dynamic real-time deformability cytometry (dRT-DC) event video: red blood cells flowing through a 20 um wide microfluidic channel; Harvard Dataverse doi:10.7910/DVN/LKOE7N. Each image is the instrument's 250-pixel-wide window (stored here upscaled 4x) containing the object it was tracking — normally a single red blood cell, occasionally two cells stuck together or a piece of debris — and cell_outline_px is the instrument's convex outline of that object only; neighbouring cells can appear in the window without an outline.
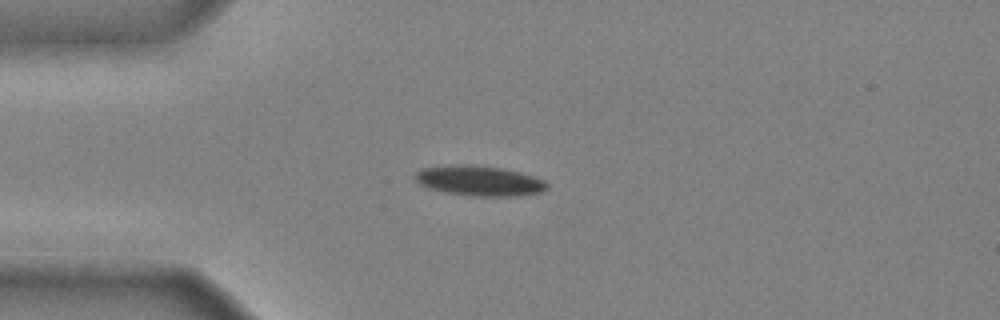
{"species": "common noctule bat (a hibernating species)", "species_latin": "Nyctalus noctula", "temperature_condition": "cold", "stored_images_in_passage": 37, "camera_frame_rate_fps": 3000, "um_per_image_px": 0.085, "animal": {"sex": "male", "body_mass_g": 20.4}, "frame": {"image": 1, "passage_image": 1, "time_ms": 0.0, "image_size_px": [1000, 320], "cell_outline_px": [[548, 188], [540, 192], [516, 196], [472, 196], [444, 192], [428, 188], [420, 184], [412, 176], [420, 168], [456, 164], [472, 164], [500, 168], [520, 172], [544, 180], [548, 184]], "centroid_in_image_um": [40.7, 15.36], "position_along_channel_um": 44.3, "area_um2": 23.29}}
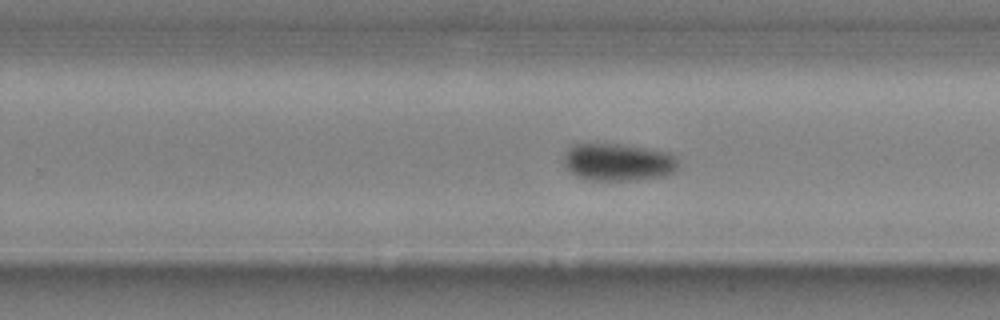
{"frame": {"image": 2, "passage_image": 20, "time_ms": 6.333, "image_size_px": [1000, 320], "cell_outline_px": [[676, 168], [672, 172], [664, 176], [636, 180], [588, 180], [576, 176], [564, 164], [564, 156], [568, 148], [576, 144], [620, 144], [668, 152], [676, 160]], "centroid_in_image_um": [52.5, 13.79], "position_along_channel_um": 277.3, "area_um2": 24.62}}
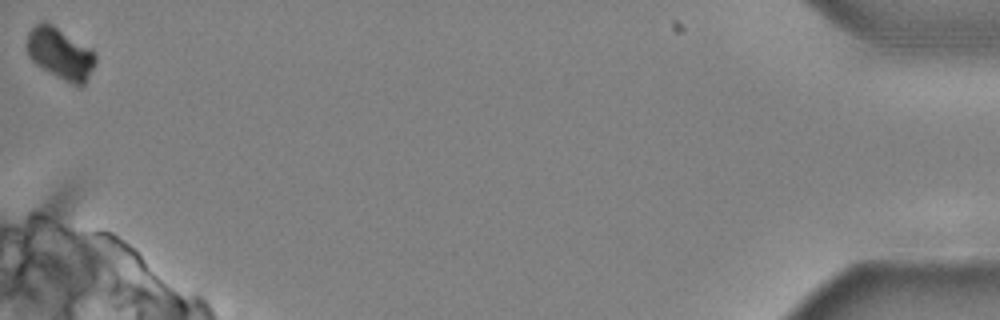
{"frame": {"image": 3, "passage_image": 37, "time_ms": 12.0, "image_size_px": [1000, 320], "cell_outline_px": [[96, 64], [84, 84], [80, 88], [48, 72], [36, 64], [28, 56], [28, 32], [40, 20], [44, 20], [52, 24], [92, 48], [96, 52]], "centroid_in_image_um": [5.16, 4.55], "position_along_channel_um": 430.0, "area_um2": 20.81}, "authors_computed_cell_mechanics": {"area_um2": 24.6228, "velocity_mm_per_s": 3.9569, "shape_relaxation_time_tau1_ms": 3.4836, "shape_relaxation_time_tau2_ms": null, "deformation_change_tau1": 0.1182, "deformation_change_tau2": null}}